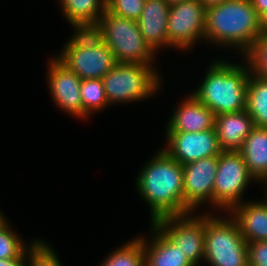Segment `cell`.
Instances as JSON below:
<instances>
[{
	"mask_svg": "<svg viewBox=\"0 0 267 266\" xmlns=\"http://www.w3.org/2000/svg\"><path fill=\"white\" fill-rule=\"evenodd\" d=\"M151 159L136 180L138 193L150 207L151 223L165 216L184 215L183 165L164 149Z\"/></svg>",
	"mask_w": 267,
	"mask_h": 266,
	"instance_id": "cell-1",
	"label": "cell"
},
{
	"mask_svg": "<svg viewBox=\"0 0 267 266\" xmlns=\"http://www.w3.org/2000/svg\"><path fill=\"white\" fill-rule=\"evenodd\" d=\"M261 34V17L250 0H226L206 8V41L235 46L244 55Z\"/></svg>",
	"mask_w": 267,
	"mask_h": 266,
	"instance_id": "cell-2",
	"label": "cell"
},
{
	"mask_svg": "<svg viewBox=\"0 0 267 266\" xmlns=\"http://www.w3.org/2000/svg\"><path fill=\"white\" fill-rule=\"evenodd\" d=\"M243 65L216 60L192 94L215 116L246 110L250 68L247 62Z\"/></svg>",
	"mask_w": 267,
	"mask_h": 266,
	"instance_id": "cell-3",
	"label": "cell"
},
{
	"mask_svg": "<svg viewBox=\"0 0 267 266\" xmlns=\"http://www.w3.org/2000/svg\"><path fill=\"white\" fill-rule=\"evenodd\" d=\"M205 255L211 266H249L247 242L232 217L205 215Z\"/></svg>",
	"mask_w": 267,
	"mask_h": 266,
	"instance_id": "cell-4",
	"label": "cell"
},
{
	"mask_svg": "<svg viewBox=\"0 0 267 266\" xmlns=\"http://www.w3.org/2000/svg\"><path fill=\"white\" fill-rule=\"evenodd\" d=\"M98 23L103 28L104 43L118 63L152 65L155 51L142 37L136 20L120 17L106 9Z\"/></svg>",
	"mask_w": 267,
	"mask_h": 266,
	"instance_id": "cell-5",
	"label": "cell"
},
{
	"mask_svg": "<svg viewBox=\"0 0 267 266\" xmlns=\"http://www.w3.org/2000/svg\"><path fill=\"white\" fill-rule=\"evenodd\" d=\"M153 65L118 63L103 78L109 105L143 100L159 91L160 75Z\"/></svg>",
	"mask_w": 267,
	"mask_h": 266,
	"instance_id": "cell-6",
	"label": "cell"
},
{
	"mask_svg": "<svg viewBox=\"0 0 267 266\" xmlns=\"http://www.w3.org/2000/svg\"><path fill=\"white\" fill-rule=\"evenodd\" d=\"M255 179L238 151H222L218 155V165L212 194V204L228 212L238 204L250 181Z\"/></svg>",
	"mask_w": 267,
	"mask_h": 266,
	"instance_id": "cell-7",
	"label": "cell"
},
{
	"mask_svg": "<svg viewBox=\"0 0 267 266\" xmlns=\"http://www.w3.org/2000/svg\"><path fill=\"white\" fill-rule=\"evenodd\" d=\"M165 216L154 224L197 266L205 255V214Z\"/></svg>",
	"mask_w": 267,
	"mask_h": 266,
	"instance_id": "cell-8",
	"label": "cell"
},
{
	"mask_svg": "<svg viewBox=\"0 0 267 266\" xmlns=\"http://www.w3.org/2000/svg\"><path fill=\"white\" fill-rule=\"evenodd\" d=\"M206 8L199 0H186L170 5L167 36L169 46L189 49L205 38Z\"/></svg>",
	"mask_w": 267,
	"mask_h": 266,
	"instance_id": "cell-9",
	"label": "cell"
},
{
	"mask_svg": "<svg viewBox=\"0 0 267 266\" xmlns=\"http://www.w3.org/2000/svg\"><path fill=\"white\" fill-rule=\"evenodd\" d=\"M218 156L202 158L183 165L184 215L206 201L212 203Z\"/></svg>",
	"mask_w": 267,
	"mask_h": 266,
	"instance_id": "cell-10",
	"label": "cell"
},
{
	"mask_svg": "<svg viewBox=\"0 0 267 266\" xmlns=\"http://www.w3.org/2000/svg\"><path fill=\"white\" fill-rule=\"evenodd\" d=\"M165 134L168 146L164 150L182 165L222 152L215 128L202 132L166 131Z\"/></svg>",
	"mask_w": 267,
	"mask_h": 266,
	"instance_id": "cell-11",
	"label": "cell"
},
{
	"mask_svg": "<svg viewBox=\"0 0 267 266\" xmlns=\"http://www.w3.org/2000/svg\"><path fill=\"white\" fill-rule=\"evenodd\" d=\"M56 57L81 80L102 79L118 64L112 50L105 43L89 49L63 48Z\"/></svg>",
	"mask_w": 267,
	"mask_h": 266,
	"instance_id": "cell-12",
	"label": "cell"
},
{
	"mask_svg": "<svg viewBox=\"0 0 267 266\" xmlns=\"http://www.w3.org/2000/svg\"><path fill=\"white\" fill-rule=\"evenodd\" d=\"M48 87L55 104L72 116L83 118L81 79L57 57L48 66Z\"/></svg>",
	"mask_w": 267,
	"mask_h": 266,
	"instance_id": "cell-13",
	"label": "cell"
},
{
	"mask_svg": "<svg viewBox=\"0 0 267 266\" xmlns=\"http://www.w3.org/2000/svg\"><path fill=\"white\" fill-rule=\"evenodd\" d=\"M170 5L165 0H146L137 20L140 33L156 52L169 46L167 27Z\"/></svg>",
	"mask_w": 267,
	"mask_h": 266,
	"instance_id": "cell-14",
	"label": "cell"
},
{
	"mask_svg": "<svg viewBox=\"0 0 267 266\" xmlns=\"http://www.w3.org/2000/svg\"><path fill=\"white\" fill-rule=\"evenodd\" d=\"M169 118L166 131L202 132L214 129L215 114L190 94Z\"/></svg>",
	"mask_w": 267,
	"mask_h": 266,
	"instance_id": "cell-15",
	"label": "cell"
},
{
	"mask_svg": "<svg viewBox=\"0 0 267 266\" xmlns=\"http://www.w3.org/2000/svg\"><path fill=\"white\" fill-rule=\"evenodd\" d=\"M214 128L221 151H239L255 125L253 119L244 110L215 116Z\"/></svg>",
	"mask_w": 267,
	"mask_h": 266,
	"instance_id": "cell-16",
	"label": "cell"
},
{
	"mask_svg": "<svg viewBox=\"0 0 267 266\" xmlns=\"http://www.w3.org/2000/svg\"><path fill=\"white\" fill-rule=\"evenodd\" d=\"M228 213H231L229 216L237 223L247 243L267 241V204L265 201L242 202Z\"/></svg>",
	"mask_w": 267,
	"mask_h": 266,
	"instance_id": "cell-17",
	"label": "cell"
},
{
	"mask_svg": "<svg viewBox=\"0 0 267 266\" xmlns=\"http://www.w3.org/2000/svg\"><path fill=\"white\" fill-rule=\"evenodd\" d=\"M151 228L152 240L148 242L142 237L145 266H193L179 246L173 243L154 223L151 224Z\"/></svg>",
	"mask_w": 267,
	"mask_h": 266,
	"instance_id": "cell-18",
	"label": "cell"
},
{
	"mask_svg": "<svg viewBox=\"0 0 267 266\" xmlns=\"http://www.w3.org/2000/svg\"><path fill=\"white\" fill-rule=\"evenodd\" d=\"M238 152L255 182L267 179V128L255 127Z\"/></svg>",
	"mask_w": 267,
	"mask_h": 266,
	"instance_id": "cell-19",
	"label": "cell"
},
{
	"mask_svg": "<svg viewBox=\"0 0 267 266\" xmlns=\"http://www.w3.org/2000/svg\"><path fill=\"white\" fill-rule=\"evenodd\" d=\"M246 111L255 127L267 128V80L252 73L247 85Z\"/></svg>",
	"mask_w": 267,
	"mask_h": 266,
	"instance_id": "cell-20",
	"label": "cell"
},
{
	"mask_svg": "<svg viewBox=\"0 0 267 266\" xmlns=\"http://www.w3.org/2000/svg\"><path fill=\"white\" fill-rule=\"evenodd\" d=\"M70 24L98 23L106 10V0H59Z\"/></svg>",
	"mask_w": 267,
	"mask_h": 266,
	"instance_id": "cell-21",
	"label": "cell"
},
{
	"mask_svg": "<svg viewBox=\"0 0 267 266\" xmlns=\"http://www.w3.org/2000/svg\"><path fill=\"white\" fill-rule=\"evenodd\" d=\"M101 266H145L142 237H136L105 258Z\"/></svg>",
	"mask_w": 267,
	"mask_h": 266,
	"instance_id": "cell-22",
	"label": "cell"
},
{
	"mask_svg": "<svg viewBox=\"0 0 267 266\" xmlns=\"http://www.w3.org/2000/svg\"><path fill=\"white\" fill-rule=\"evenodd\" d=\"M80 95L83 105V118L90 113L109 106L102 79H84L81 81Z\"/></svg>",
	"mask_w": 267,
	"mask_h": 266,
	"instance_id": "cell-23",
	"label": "cell"
},
{
	"mask_svg": "<svg viewBox=\"0 0 267 266\" xmlns=\"http://www.w3.org/2000/svg\"><path fill=\"white\" fill-rule=\"evenodd\" d=\"M74 35L64 48L89 49L99 47L104 43L103 28L99 23L71 24Z\"/></svg>",
	"mask_w": 267,
	"mask_h": 266,
	"instance_id": "cell-24",
	"label": "cell"
},
{
	"mask_svg": "<svg viewBox=\"0 0 267 266\" xmlns=\"http://www.w3.org/2000/svg\"><path fill=\"white\" fill-rule=\"evenodd\" d=\"M244 56L250 73L267 80V34L262 33L256 38Z\"/></svg>",
	"mask_w": 267,
	"mask_h": 266,
	"instance_id": "cell-25",
	"label": "cell"
},
{
	"mask_svg": "<svg viewBox=\"0 0 267 266\" xmlns=\"http://www.w3.org/2000/svg\"><path fill=\"white\" fill-rule=\"evenodd\" d=\"M29 248L17 233L10 229L7 221L0 226V259L26 257Z\"/></svg>",
	"mask_w": 267,
	"mask_h": 266,
	"instance_id": "cell-26",
	"label": "cell"
},
{
	"mask_svg": "<svg viewBox=\"0 0 267 266\" xmlns=\"http://www.w3.org/2000/svg\"><path fill=\"white\" fill-rule=\"evenodd\" d=\"M30 248L27 250L25 259L29 264L24 263V266H62L55 254L54 249L44 241H32ZM27 264V265H26Z\"/></svg>",
	"mask_w": 267,
	"mask_h": 266,
	"instance_id": "cell-27",
	"label": "cell"
},
{
	"mask_svg": "<svg viewBox=\"0 0 267 266\" xmlns=\"http://www.w3.org/2000/svg\"><path fill=\"white\" fill-rule=\"evenodd\" d=\"M146 0H106V9L127 19L138 20Z\"/></svg>",
	"mask_w": 267,
	"mask_h": 266,
	"instance_id": "cell-28",
	"label": "cell"
},
{
	"mask_svg": "<svg viewBox=\"0 0 267 266\" xmlns=\"http://www.w3.org/2000/svg\"><path fill=\"white\" fill-rule=\"evenodd\" d=\"M249 266H267V241L247 243Z\"/></svg>",
	"mask_w": 267,
	"mask_h": 266,
	"instance_id": "cell-29",
	"label": "cell"
},
{
	"mask_svg": "<svg viewBox=\"0 0 267 266\" xmlns=\"http://www.w3.org/2000/svg\"><path fill=\"white\" fill-rule=\"evenodd\" d=\"M26 257L0 259V266H24Z\"/></svg>",
	"mask_w": 267,
	"mask_h": 266,
	"instance_id": "cell-30",
	"label": "cell"
},
{
	"mask_svg": "<svg viewBox=\"0 0 267 266\" xmlns=\"http://www.w3.org/2000/svg\"><path fill=\"white\" fill-rule=\"evenodd\" d=\"M250 2L260 17L267 12V0H250Z\"/></svg>",
	"mask_w": 267,
	"mask_h": 266,
	"instance_id": "cell-31",
	"label": "cell"
},
{
	"mask_svg": "<svg viewBox=\"0 0 267 266\" xmlns=\"http://www.w3.org/2000/svg\"><path fill=\"white\" fill-rule=\"evenodd\" d=\"M205 8L221 4L222 2L226 0H199Z\"/></svg>",
	"mask_w": 267,
	"mask_h": 266,
	"instance_id": "cell-32",
	"label": "cell"
},
{
	"mask_svg": "<svg viewBox=\"0 0 267 266\" xmlns=\"http://www.w3.org/2000/svg\"><path fill=\"white\" fill-rule=\"evenodd\" d=\"M261 32L267 34V12L261 16Z\"/></svg>",
	"mask_w": 267,
	"mask_h": 266,
	"instance_id": "cell-33",
	"label": "cell"
},
{
	"mask_svg": "<svg viewBox=\"0 0 267 266\" xmlns=\"http://www.w3.org/2000/svg\"><path fill=\"white\" fill-rule=\"evenodd\" d=\"M169 5H173L175 3L183 2L186 0H165Z\"/></svg>",
	"mask_w": 267,
	"mask_h": 266,
	"instance_id": "cell-34",
	"label": "cell"
},
{
	"mask_svg": "<svg viewBox=\"0 0 267 266\" xmlns=\"http://www.w3.org/2000/svg\"><path fill=\"white\" fill-rule=\"evenodd\" d=\"M6 221H7L6 218L4 217L2 212L0 211V226H2Z\"/></svg>",
	"mask_w": 267,
	"mask_h": 266,
	"instance_id": "cell-35",
	"label": "cell"
},
{
	"mask_svg": "<svg viewBox=\"0 0 267 266\" xmlns=\"http://www.w3.org/2000/svg\"><path fill=\"white\" fill-rule=\"evenodd\" d=\"M262 182L267 184V179L263 180ZM266 186H267V185H266ZM266 190H267V188H266ZM266 194H267V193H266ZM265 199H266V200H264V201H265V203L267 204V197H266Z\"/></svg>",
	"mask_w": 267,
	"mask_h": 266,
	"instance_id": "cell-36",
	"label": "cell"
}]
</instances>
